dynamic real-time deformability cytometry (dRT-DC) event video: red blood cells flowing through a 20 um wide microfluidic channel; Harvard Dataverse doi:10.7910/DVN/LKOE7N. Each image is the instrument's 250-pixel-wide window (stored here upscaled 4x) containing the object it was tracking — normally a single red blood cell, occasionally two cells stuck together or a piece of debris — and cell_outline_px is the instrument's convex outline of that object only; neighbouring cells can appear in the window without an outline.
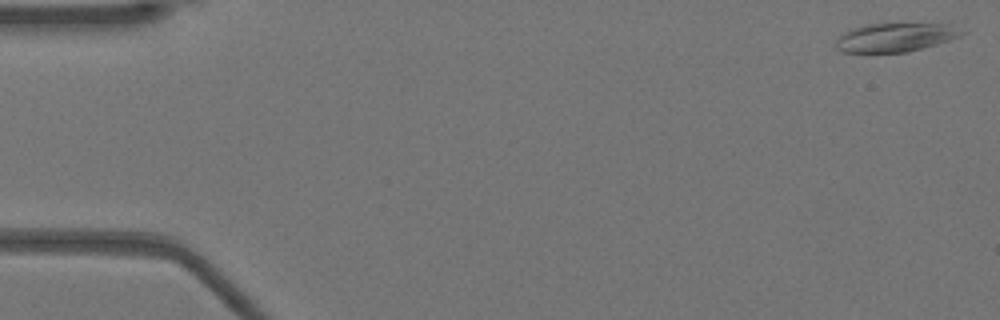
{"species": "Egyptian fruit bat (a non-hibernating species)", "species_latin": "Rousettus aegyptiacus", "temperature_condition": "warm", "stored_images_in_passage": 51, "camera_frame_rate_fps": 3000, "um_per_image_px": 0.085, "animal": {"sex": "female"}, "frame": {"image": 1, "passage_image": 1, "time_ms": 0.0, "image_size_px": [1000, 320], "cell_outline_px": [[968, 32], [960, 36], [936, 44], [908, 52], [844, 52], [836, 48], [836, 40], [844, 32], [852, 28], [868, 24], [952, 24]], "centroid_in_image_um": [76.14, 3.17], "position_along_channel_um": 8.9, "area_um2": 20.92}}
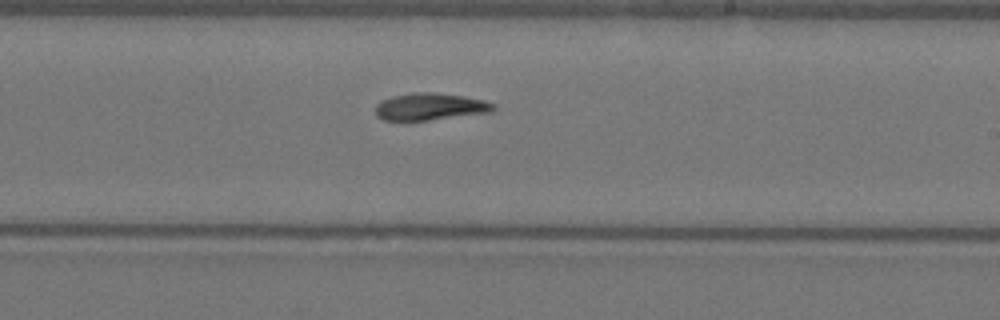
{"frame": {"image": 2, "passage_image": 30, "time_ms": 9.667, "image_size_px": [1000, 320], "cell_outline_px": [[496, 108], [492, 112], [428, 120], [384, 120], [376, 116], [376, 104], [380, 100], [392, 96], [412, 92], [432, 92], [464, 96], [484, 100], [496, 104]], "centroid_in_image_um": [36.56, 9.06], "position_along_channel_um": 252.4, "area_um2": 18.73}}
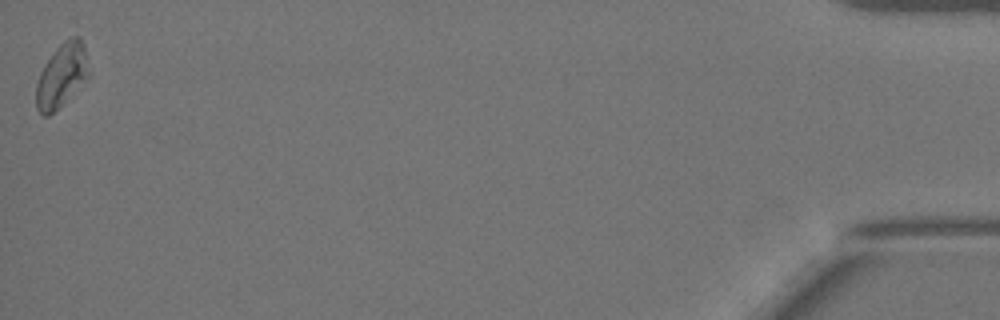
{"frame": {"image": 3, "passage_image": 51, "time_ms": 16.667, "image_size_px": [1000, 320], "cell_outline_px": [[88, 76], [48, 116], [44, 116], [36, 108], [36, 84], [40, 72], [44, 64], [52, 52], [64, 40], [72, 36], [80, 36], [84, 44], [88, 72]], "centroid_in_image_um": [5.2, 6.35], "position_along_channel_um": 430.0, "area_um2": 18.9}}